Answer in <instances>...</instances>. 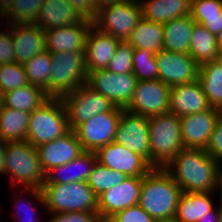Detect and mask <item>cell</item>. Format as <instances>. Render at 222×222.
Here are the masks:
<instances>
[{
    "label": "cell",
    "mask_w": 222,
    "mask_h": 222,
    "mask_svg": "<svg viewBox=\"0 0 222 222\" xmlns=\"http://www.w3.org/2000/svg\"><path fill=\"white\" fill-rule=\"evenodd\" d=\"M164 169L184 193H220L222 165L206 149L183 148Z\"/></svg>",
    "instance_id": "1"
},
{
    "label": "cell",
    "mask_w": 222,
    "mask_h": 222,
    "mask_svg": "<svg viewBox=\"0 0 222 222\" xmlns=\"http://www.w3.org/2000/svg\"><path fill=\"white\" fill-rule=\"evenodd\" d=\"M28 198L46 207L50 213H98V198L87 182L43 184L40 188H24ZM30 195V196H29Z\"/></svg>",
    "instance_id": "2"
},
{
    "label": "cell",
    "mask_w": 222,
    "mask_h": 222,
    "mask_svg": "<svg viewBox=\"0 0 222 222\" xmlns=\"http://www.w3.org/2000/svg\"><path fill=\"white\" fill-rule=\"evenodd\" d=\"M182 194L172 176L164 168L155 167L143 176L138 205L156 222L174 221Z\"/></svg>",
    "instance_id": "3"
},
{
    "label": "cell",
    "mask_w": 222,
    "mask_h": 222,
    "mask_svg": "<svg viewBox=\"0 0 222 222\" xmlns=\"http://www.w3.org/2000/svg\"><path fill=\"white\" fill-rule=\"evenodd\" d=\"M13 185L21 188H42L46 173L42 169L37 147L28 141L6 142L5 172Z\"/></svg>",
    "instance_id": "4"
},
{
    "label": "cell",
    "mask_w": 222,
    "mask_h": 222,
    "mask_svg": "<svg viewBox=\"0 0 222 222\" xmlns=\"http://www.w3.org/2000/svg\"><path fill=\"white\" fill-rule=\"evenodd\" d=\"M150 165L164 168L183 148L180 117L171 112L148 118Z\"/></svg>",
    "instance_id": "5"
},
{
    "label": "cell",
    "mask_w": 222,
    "mask_h": 222,
    "mask_svg": "<svg viewBox=\"0 0 222 222\" xmlns=\"http://www.w3.org/2000/svg\"><path fill=\"white\" fill-rule=\"evenodd\" d=\"M70 131L67 112L60 98H49L30 113L26 141L38 147Z\"/></svg>",
    "instance_id": "6"
},
{
    "label": "cell",
    "mask_w": 222,
    "mask_h": 222,
    "mask_svg": "<svg viewBox=\"0 0 222 222\" xmlns=\"http://www.w3.org/2000/svg\"><path fill=\"white\" fill-rule=\"evenodd\" d=\"M52 69L48 85L49 98H62L86 84L88 73L84 52L51 54Z\"/></svg>",
    "instance_id": "7"
},
{
    "label": "cell",
    "mask_w": 222,
    "mask_h": 222,
    "mask_svg": "<svg viewBox=\"0 0 222 222\" xmlns=\"http://www.w3.org/2000/svg\"><path fill=\"white\" fill-rule=\"evenodd\" d=\"M142 18L140 1L124 0L100 9L93 20V26L122 42L128 40L132 30Z\"/></svg>",
    "instance_id": "8"
},
{
    "label": "cell",
    "mask_w": 222,
    "mask_h": 222,
    "mask_svg": "<svg viewBox=\"0 0 222 222\" xmlns=\"http://www.w3.org/2000/svg\"><path fill=\"white\" fill-rule=\"evenodd\" d=\"M70 130L88 121L90 118L112 111L116 105L107 97L94 91L87 84L81 85L73 93L61 98Z\"/></svg>",
    "instance_id": "9"
},
{
    "label": "cell",
    "mask_w": 222,
    "mask_h": 222,
    "mask_svg": "<svg viewBox=\"0 0 222 222\" xmlns=\"http://www.w3.org/2000/svg\"><path fill=\"white\" fill-rule=\"evenodd\" d=\"M123 110V108L116 106L112 111L96 115L78 125L73 131L81 143L82 149L96 152L99 148L114 142Z\"/></svg>",
    "instance_id": "10"
},
{
    "label": "cell",
    "mask_w": 222,
    "mask_h": 222,
    "mask_svg": "<svg viewBox=\"0 0 222 222\" xmlns=\"http://www.w3.org/2000/svg\"><path fill=\"white\" fill-rule=\"evenodd\" d=\"M171 88L160 80L138 81L125 111L152 117L169 112Z\"/></svg>",
    "instance_id": "11"
},
{
    "label": "cell",
    "mask_w": 222,
    "mask_h": 222,
    "mask_svg": "<svg viewBox=\"0 0 222 222\" xmlns=\"http://www.w3.org/2000/svg\"><path fill=\"white\" fill-rule=\"evenodd\" d=\"M137 82L133 73L116 74L108 69H100L88 73L86 84L124 109L132 98Z\"/></svg>",
    "instance_id": "12"
},
{
    "label": "cell",
    "mask_w": 222,
    "mask_h": 222,
    "mask_svg": "<svg viewBox=\"0 0 222 222\" xmlns=\"http://www.w3.org/2000/svg\"><path fill=\"white\" fill-rule=\"evenodd\" d=\"M114 142L141 155L150 164V134L147 117L123 110Z\"/></svg>",
    "instance_id": "13"
},
{
    "label": "cell",
    "mask_w": 222,
    "mask_h": 222,
    "mask_svg": "<svg viewBox=\"0 0 222 222\" xmlns=\"http://www.w3.org/2000/svg\"><path fill=\"white\" fill-rule=\"evenodd\" d=\"M156 62L158 80L170 88L198 80L199 64L189 54L161 50Z\"/></svg>",
    "instance_id": "14"
},
{
    "label": "cell",
    "mask_w": 222,
    "mask_h": 222,
    "mask_svg": "<svg viewBox=\"0 0 222 222\" xmlns=\"http://www.w3.org/2000/svg\"><path fill=\"white\" fill-rule=\"evenodd\" d=\"M222 115L220 109L207 110L180 117L181 138L184 148L206 149L216 122Z\"/></svg>",
    "instance_id": "15"
},
{
    "label": "cell",
    "mask_w": 222,
    "mask_h": 222,
    "mask_svg": "<svg viewBox=\"0 0 222 222\" xmlns=\"http://www.w3.org/2000/svg\"><path fill=\"white\" fill-rule=\"evenodd\" d=\"M95 153L97 162L128 177H143L153 168L141 155L115 142L99 148Z\"/></svg>",
    "instance_id": "16"
},
{
    "label": "cell",
    "mask_w": 222,
    "mask_h": 222,
    "mask_svg": "<svg viewBox=\"0 0 222 222\" xmlns=\"http://www.w3.org/2000/svg\"><path fill=\"white\" fill-rule=\"evenodd\" d=\"M143 177H128L98 197V214L101 219H110L117 212L137 205Z\"/></svg>",
    "instance_id": "17"
},
{
    "label": "cell",
    "mask_w": 222,
    "mask_h": 222,
    "mask_svg": "<svg viewBox=\"0 0 222 222\" xmlns=\"http://www.w3.org/2000/svg\"><path fill=\"white\" fill-rule=\"evenodd\" d=\"M93 21H82L60 28L45 30L46 50L51 54L62 52H84L86 39Z\"/></svg>",
    "instance_id": "18"
},
{
    "label": "cell",
    "mask_w": 222,
    "mask_h": 222,
    "mask_svg": "<svg viewBox=\"0 0 222 222\" xmlns=\"http://www.w3.org/2000/svg\"><path fill=\"white\" fill-rule=\"evenodd\" d=\"M37 150L45 173L56 166L69 163L84 152L73 130L56 140L39 145Z\"/></svg>",
    "instance_id": "19"
},
{
    "label": "cell",
    "mask_w": 222,
    "mask_h": 222,
    "mask_svg": "<svg viewBox=\"0 0 222 222\" xmlns=\"http://www.w3.org/2000/svg\"><path fill=\"white\" fill-rule=\"evenodd\" d=\"M211 108L198 80L171 87L169 112L177 117L192 115Z\"/></svg>",
    "instance_id": "20"
},
{
    "label": "cell",
    "mask_w": 222,
    "mask_h": 222,
    "mask_svg": "<svg viewBox=\"0 0 222 222\" xmlns=\"http://www.w3.org/2000/svg\"><path fill=\"white\" fill-rule=\"evenodd\" d=\"M15 62L24 64L46 51L45 32L35 24H11Z\"/></svg>",
    "instance_id": "21"
},
{
    "label": "cell",
    "mask_w": 222,
    "mask_h": 222,
    "mask_svg": "<svg viewBox=\"0 0 222 222\" xmlns=\"http://www.w3.org/2000/svg\"><path fill=\"white\" fill-rule=\"evenodd\" d=\"M119 42L112 35L103 33L92 25L87 35L84 51L87 73L106 69Z\"/></svg>",
    "instance_id": "22"
},
{
    "label": "cell",
    "mask_w": 222,
    "mask_h": 222,
    "mask_svg": "<svg viewBox=\"0 0 222 222\" xmlns=\"http://www.w3.org/2000/svg\"><path fill=\"white\" fill-rule=\"evenodd\" d=\"M96 163V153L84 151L69 163L56 166L49 170L46 173V179L43 184L86 182Z\"/></svg>",
    "instance_id": "23"
},
{
    "label": "cell",
    "mask_w": 222,
    "mask_h": 222,
    "mask_svg": "<svg viewBox=\"0 0 222 222\" xmlns=\"http://www.w3.org/2000/svg\"><path fill=\"white\" fill-rule=\"evenodd\" d=\"M82 20L68 0H45L34 24L45 31L73 25Z\"/></svg>",
    "instance_id": "24"
},
{
    "label": "cell",
    "mask_w": 222,
    "mask_h": 222,
    "mask_svg": "<svg viewBox=\"0 0 222 222\" xmlns=\"http://www.w3.org/2000/svg\"><path fill=\"white\" fill-rule=\"evenodd\" d=\"M143 18L167 23L175 18L191 15V0H139Z\"/></svg>",
    "instance_id": "25"
},
{
    "label": "cell",
    "mask_w": 222,
    "mask_h": 222,
    "mask_svg": "<svg viewBox=\"0 0 222 222\" xmlns=\"http://www.w3.org/2000/svg\"><path fill=\"white\" fill-rule=\"evenodd\" d=\"M191 16L175 18L163 24V50L189 54L193 27Z\"/></svg>",
    "instance_id": "26"
},
{
    "label": "cell",
    "mask_w": 222,
    "mask_h": 222,
    "mask_svg": "<svg viewBox=\"0 0 222 222\" xmlns=\"http://www.w3.org/2000/svg\"><path fill=\"white\" fill-rule=\"evenodd\" d=\"M209 193H184L181 195L177 212L174 218L175 222H197L202 216L213 210L217 204L213 201L215 194ZM211 196V197H210ZM212 198V199H211Z\"/></svg>",
    "instance_id": "27"
},
{
    "label": "cell",
    "mask_w": 222,
    "mask_h": 222,
    "mask_svg": "<svg viewBox=\"0 0 222 222\" xmlns=\"http://www.w3.org/2000/svg\"><path fill=\"white\" fill-rule=\"evenodd\" d=\"M134 49H147L153 53L163 50V24L142 18L127 40Z\"/></svg>",
    "instance_id": "28"
},
{
    "label": "cell",
    "mask_w": 222,
    "mask_h": 222,
    "mask_svg": "<svg viewBox=\"0 0 222 222\" xmlns=\"http://www.w3.org/2000/svg\"><path fill=\"white\" fill-rule=\"evenodd\" d=\"M189 55L199 65L222 58V54L217 45L216 36L201 24H194Z\"/></svg>",
    "instance_id": "29"
},
{
    "label": "cell",
    "mask_w": 222,
    "mask_h": 222,
    "mask_svg": "<svg viewBox=\"0 0 222 222\" xmlns=\"http://www.w3.org/2000/svg\"><path fill=\"white\" fill-rule=\"evenodd\" d=\"M198 81L210 106L222 111V58L199 65Z\"/></svg>",
    "instance_id": "30"
},
{
    "label": "cell",
    "mask_w": 222,
    "mask_h": 222,
    "mask_svg": "<svg viewBox=\"0 0 222 222\" xmlns=\"http://www.w3.org/2000/svg\"><path fill=\"white\" fill-rule=\"evenodd\" d=\"M30 113L2 105L0 110V135L3 142L25 141Z\"/></svg>",
    "instance_id": "31"
},
{
    "label": "cell",
    "mask_w": 222,
    "mask_h": 222,
    "mask_svg": "<svg viewBox=\"0 0 222 222\" xmlns=\"http://www.w3.org/2000/svg\"><path fill=\"white\" fill-rule=\"evenodd\" d=\"M49 99L37 86L26 85L3 94V105L24 112H33Z\"/></svg>",
    "instance_id": "32"
},
{
    "label": "cell",
    "mask_w": 222,
    "mask_h": 222,
    "mask_svg": "<svg viewBox=\"0 0 222 222\" xmlns=\"http://www.w3.org/2000/svg\"><path fill=\"white\" fill-rule=\"evenodd\" d=\"M30 85L42 88L48 95L49 78L52 69L51 53L43 51L23 64Z\"/></svg>",
    "instance_id": "33"
},
{
    "label": "cell",
    "mask_w": 222,
    "mask_h": 222,
    "mask_svg": "<svg viewBox=\"0 0 222 222\" xmlns=\"http://www.w3.org/2000/svg\"><path fill=\"white\" fill-rule=\"evenodd\" d=\"M127 178L125 173L112 170L97 162L86 182L98 198L102 193L122 183Z\"/></svg>",
    "instance_id": "34"
},
{
    "label": "cell",
    "mask_w": 222,
    "mask_h": 222,
    "mask_svg": "<svg viewBox=\"0 0 222 222\" xmlns=\"http://www.w3.org/2000/svg\"><path fill=\"white\" fill-rule=\"evenodd\" d=\"M45 0H14L11 9L4 15L7 24H34Z\"/></svg>",
    "instance_id": "35"
},
{
    "label": "cell",
    "mask_w": 222,
    "mask_h": 222,
    "mask_svg": "<svg viewBox=\"0 0 222 222\" xmlns=\"http://www.w3.org/2000/svg\"><path fill=\"white\" fill-rule=\"evenodd\" d=\"M133 74L138 81L158 80L156 54L147 49H134L132 55Z\"/></svg>",
    "instance_id": "36"
},
{
    "label": "cell",
    "mask_w": 222,
    "mask_h": 222,
    "mask_svg": "<svg viewBox=\"0 0 222 222\" xmlns=\"http://www.w3.org/2000/svg\"><path fill=\"white\" fill-rule=\"evenodd\" d=\"M28 84L23 64L13 62L0 65V93L2 95Z\"/></svg>",
    "instance_id": "37"
},
{
    "label": "cell",
    "mask_w": 222,
    "mask_h": 222,
    "mask_svg": "<svg viewBox=\"0 0 222 222\" xmlns=\"http://www.w3.org/2000/svg\"><path fill=\"white\" fill-rule=\"evenodd\" d=\"M134 48L127 41L119 42L113 58L109 61L107 68L116 74H126L133 72L132 55Z\"/></svg>",
    "instance_id": "38"
},
{
    "label": "cell",
    "mask_w": 222,
    "mask_h": 222,
    "mask_svg": "<svg viewBox=\"0 0 222 222\" xmlns=\"http://www.w3.org/2000/svg\"><path fill=\"white\" fill-rule=\"evenodd\" d=\"M190 16L198 24L207 18L222 17V0H191Z\"/></svg>",
    "instance_id": "39"
},
{
    "label": "cell",
    "mask_w": 222,
    "mask_h": 222,
    "mask_svg": "<svg viewBox=\"0 0 222 222\" xmlns=\"http://www.w3.org/2000/svg\"><path fill=\"white\" fill-rule=\"evenodd\" d=\"M110 220L112 222H156L138 204L117 212Z\"/></svg>",
    "instance_id": "40"
},
{
    "label": "cell",
    "mask_w": 222,
    "mask_h": 222,
    "mask_svg": "<svg viewBox=\"0 0 222 222\" xmlns=\"http://www.w3.org/2000/svg\"><path fill=\"white\" fill-rule=\"evenodd\" d=\"M7 25L5 31H0V65L15 62L11 24Z\"/></svg>",
    "instance_id": "41"
},
{
    "label": "cell",
    "mask_w": 222,
    "mask_h": 222,
    "mask_svg": "<svg viewBox=\"0 0 222 222\" xmlns=\"http://www.w3.org/2000/svg\"><path fill=\"white\" fill-rule=\"evenodd\" d=\"M52 218L47 222H100L98 213L76 212V213H52Z\"/></svg>",
    "instance_id": "42"
},
{
    "label": "cell",
    "mask_w": 222,
    "mask_h": 222,
    "mask_svg": "<svg viewBox=\"0 0 222 222\" xmlns=\"http://www.w3.org/2000/svg\"><path fill=\"white\" fill-rule=\"evenodd\" d=\"M206 152L222 165V115L216 122Z\"/></svg>",
    "instance_id": "43"
},
{
    "label": "cell",
    "mask_w": 222,
    "mask_h": 222,
    "mask_svg": "<svg viewBox=\"0 0 222 222\" xmlns=\"http://www.w3.org/2000/svg\"><path fill=\"white\" fill-rule=\"evenodd\" d=\"M83 19L93 21L98 10L93 0H68Z\"/></svg>",
    "instance_id": "44"
},
{
    "label": "cell",
    "mask_w": 222,
    "mask_h": 222,
    "mask_svg": "<svg viewBox=\"0 0 222 222\" xmlns=\"http://www.w3.org/2000/svg\"><path fill=\"white\" fill-rule=\"evenodd\" d=\"M18 203V205H19V207H21V208H18V205H16L17 207V209L16 210H18V211H16L15 210V212L13 213V212H11L12 214H13V216L14 217H16V220L14 221V222H39L38 220H37V217H36V212H37V209L35 208V207H32L31 205H30V203H24V201L22 200V199H19L18 201H17ZM20 203V204H19ZM22 204V205H21ZM28 204H29V206H28ZM27 206V207H26ZM31 206V207H30ZM22 207L24 208V207H26L27 208V211L25 212L24 210H26V209H22ZM29 210H31V212H29ZM34 210V211H33ZM36 211V212H35ZM23 212H24V214H23ZM29 212V213H28ZM18 213H19V215H18ZM23 214V215H22ZM37 220V221H36Z\"/></svg>",
    "instance_id": "45"
},
{
    "label": "cell",
    "mask_w": 222,
    "mask_h": 222,
    "mask_svg": "<svg viewBox=\"0 0 222 222\" xmlns=\"http://www.w3.org/2000/svg\"><path fill=\"white\" fill-rule=\"evenodd\" d=\"M209 32L217 36L222 30V17L207 18L201 23Z\"/></svg>",
    "instance_id": "46"
},
{
    "label": "cell",
    "mask_w": 222,
    "mask_h": 222,
    "mask_svg": "<svg viewBox=\"0 0 222 222\" xmlns=\"http://www.w3.org/2000/svg\"><path fill=\"white\" fill-rule=\"evenodd\" d=\"M197 222H220V215L218 211V206L213 210L208 212L206 215L202 216Z\"/></svg>",
    "instance_id": "47"
},
{
    "label": "cell",
    "mask_w": 222,
    "mask_h": 222,
    "mask_svg": "<svg viewBox=\"0 0 222 222\" xmlns=\"http://www.w3.org/2000/svg\"><path fill=\"white\" fill-rule=\"evenodd\" d=\"M5 149L6 142H0V175L5 172Z\"/></svg>",
    "instance_id": "48"
},
{
    "label": "cell",
    "mask_w": 222,
    "mask_h": 222,
    "mask_svg": "<svg viewBox=\"0 0 222 222\" xmlns=\"http://www.w3.org/2000/svg\"><path fill=\"white\" fill-rule=\"evenodd\" d=\"M96 5L97 10L99 11L103 7L110 6L116 3H121L124 0H93Z\"/></svg>",
    "instance_id": "49"
},
{
    "label": "cell",
    "mask_w": 222,
    "mask_h": 222,
    "mask_svg": "<svg viewBox=\"0 0 222 222\" xmlns=\"http://www.w3.org/2000/svg\"><path fill=\"white\" fill-rule=\"evenodd\" d=\"M14 0H0V11L5 15L12 7Z\"/></svg>",
    "instance_id": "50"
},
{
    "label": "cell",
    "mask_w": 222,
    "mask_h": 222,
    "mask_svg": "<svg viewBox=\"0 0 222 222\" xmlns=\"http://www.w3.org/2000/svg\"><path fill=\"white\" fill-rule=\"evenodd\" d=\"M217 39V45L219 48L220 53L222 54V30L220 31V33L216 36Z\"/></svg>",
    "instance_id": "51"
},
{
    "label": "cell",
    "mask_w": 222,
    "mask_h": 222,
    "mask_svg": "<svg viewBox=\"0 0 222 222\" xmlns=\"http://www.w3.org/2000/svg\"><path fill=\"white\" fill-rule=\"evenodd\" d=\"M219 198H220V204H218V211L220 215V222H222V196H220Z\"/></svg>",
    "instance_id": "52"
},
{
    "label": "cell",
    "mask_w": 222,
    "mask_h": 222,
    "mask_svg": "<svg viewBox=\"0 0 222 222\" xmlns=\"http://www.w3.org/2000/svg\"><path fill=\"white\" fill-rule=\"evenodd\" d=\"M3 105V95L0 93V110L2 108Z\"/></svg>",
    "instance_id": "53"
},
{
    "label": "cell",
    "mask_w": 222,
    "mask_h": 222,
    "mask_svg": "<svg viewBox=\"0 0 222 222\" xmlns=\"http://www.w3.org/2000/svg\"><path fill=\"white\" fill-rule=\"evenodd\" d=\"M220 196H222V171H221V181H220Z\"/></svg>",
    "instance_id": "54"
},
{
    "label": "cell",
    "mask_w": 222,
    "mask_h": 222,
    "mask_svg": "<svg viewBox=\"0 0 222 222\" xmlns=\"http://www.w3.org/2000/svg\"><path fill=\"white\" fill-rule=\"evenodd\" d=\"M100 222H112L110 219H101Z\"/></svg>",
    "instance_id": "55"
},
{
    "label": "cell",
    "mask_w": 222,
    "mask_h": 222,
    "mask_svg": "<svg viewBox=\"0 0 222 222\" xmlns=\"http://www.w3.org/2000/svg\"><path fill=\"white\" fill-rule=\"evenodd\" d=\"M3 17V18H2ZM2 18V21L4 22V14L0 11V19Z\"/></svg>",
    "instance_id": "56"
},
{
    "label": "cell",
    "mask_w": 222,
    "mask_h": 222,
    "mask_svg": "<svg viewBox=\"0 0 222 222\" xmlns=\"http://www.w3.org/2000/svg\"><path fill=\"white\" fill-rule=\"evenodd\" d=\"M3 210H2V206L0 204V215L2 214Z\"/></svg>",
    "instance_id": "57"
}]
</instances>
